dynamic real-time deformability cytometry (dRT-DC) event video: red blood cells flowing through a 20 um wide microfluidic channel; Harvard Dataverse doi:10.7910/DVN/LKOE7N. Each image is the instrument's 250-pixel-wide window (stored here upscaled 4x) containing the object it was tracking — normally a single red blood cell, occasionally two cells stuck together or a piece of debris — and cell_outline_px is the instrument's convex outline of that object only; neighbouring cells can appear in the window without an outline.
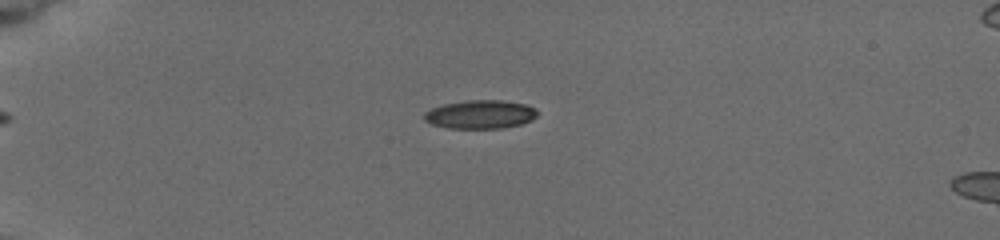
{"species": "common noctule bat (a hibernating species)", "species_latin": "Nyctalus noctula", "temperature_condition": "cold", "stored_images_in_passage": 7, "camera_frame_rate_fps": 3000, "um_per_image_px": 0.085, "animal": {"sex": "female", "body_mass_g": 19.5, "forearm_length_mm": 54.1}, "frame": {"image": 1, "passage_image": 5, "time_ms": 3.333, "image_size_px": [1000, 240], "cell_outline_px": [[540, 112], [532, 120], [520, 124], [500, 128], [448, 128], [432, 124], [424, 120], [424, 112], [432, 108], [444, 104], [468, 100], [500, 100], [528, 104], [536, 108]], "centroid_in_image_um": [40.86, 9.71], "position_along_channel_um": 44.1, "area_um2": 18.9}}